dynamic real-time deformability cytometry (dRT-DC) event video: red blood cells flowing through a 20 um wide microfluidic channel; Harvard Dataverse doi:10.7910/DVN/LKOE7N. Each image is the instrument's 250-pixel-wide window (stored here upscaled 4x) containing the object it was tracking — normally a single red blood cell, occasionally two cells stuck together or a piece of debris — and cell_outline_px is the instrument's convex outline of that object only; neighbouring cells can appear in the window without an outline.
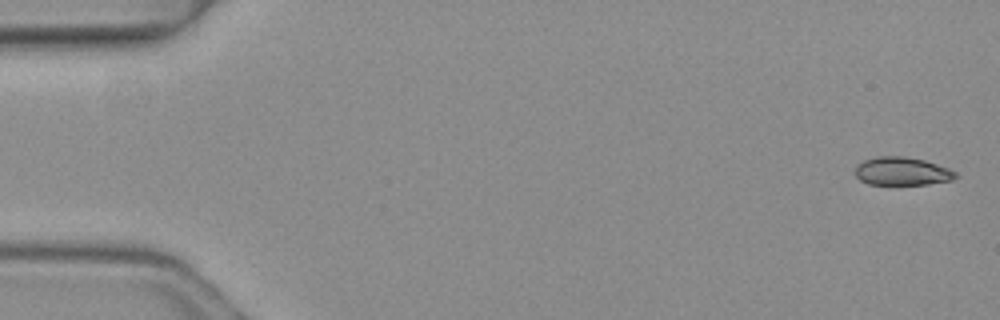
{"species": "common noctule bat (a hibernating species)", "species_latin": "Nyctalus noctula", "temperature_condition": "warm", "stored_images_in_passage": 5, "segment_of_instrument_passage": [2, 2], "camera_frame_rate_fps": 3000, "um_per_image_px": 0.085, "animal": {"sex": "female", "body_mass_g": 19.3, "forearm_length_mm": 54.1}, "frame": {"image": 1, "passage_image": 5, "time_ms": 1.333, "image_size_px": [1000, 320], "cell_outline_px": [[960, 176], [952, 180], [928, 184], [868, 184], [860, 180], [856, 176], [856, 168], [864, 160], [876, 156], [904, 156], [924, 160], [948, 168], [956, 172]], "centroid_in_image_um": [76.7, 14.56], "position_along_channel_um": 8.3, "area_um2": 16.42}}